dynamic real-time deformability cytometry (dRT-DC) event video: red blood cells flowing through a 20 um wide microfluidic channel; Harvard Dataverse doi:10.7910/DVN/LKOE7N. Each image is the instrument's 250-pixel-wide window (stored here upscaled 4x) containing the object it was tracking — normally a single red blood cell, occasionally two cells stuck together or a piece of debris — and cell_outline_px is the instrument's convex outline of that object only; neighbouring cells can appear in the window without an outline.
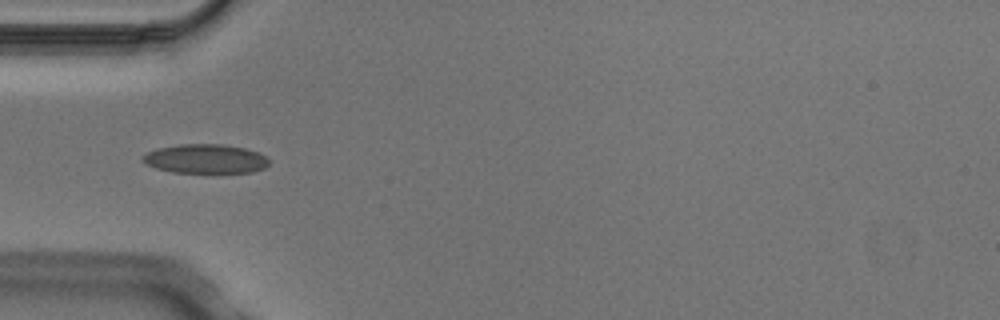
{"species": "Egyptian fruit bat (a non-hibernating species)", "species_latin": "Rousettus aegyptiacus", "temperature_condition": "cold", "stored_images_in_passage": 4, "camera_frame_rate_fps": 3000, "um_per_image_px": 0.085, "animal": {"sex": "male"}, "frame": {"image": 1, "passage_image": 3, "time_ms": 0.667, "image_size_px": [1000, 320], "cell_outline_px": [[272, 160], [264, 168], [252, 172], [172, 172], [156, 168], [140, 160], [140, 156], [156, 148], [180, 144], [224, 144], [244, 148], [260, 152]], "centroid_in_image_um": [17.48, 13.49], "position_along_channel_um": 67.5, "area_um2": 21.62}}
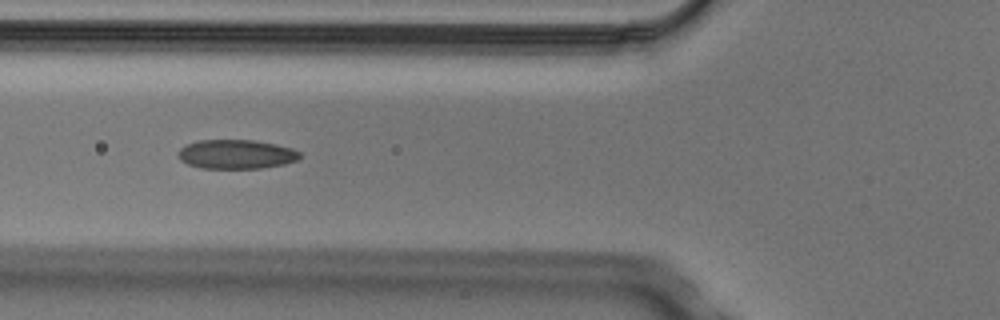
{"frame": {"image": 2, "passage_image": 4, "time_ms": 1.0, "image_size_px": [1000, 320], "cell_outline_px": [[300, 156], [296, 160], [284, 164], [260, 168], [200, 168], [188, 164], [180, 160], [176, 156], [176, 152], [180, 148], [188, 144], [200, 140], [256, 140], [276, 144], [292, 148], [300, 152]], "centroid_in_image_um": [20.05, 13.11], "position_along_channel_um": 105.8, "area_um2": 20.75}}